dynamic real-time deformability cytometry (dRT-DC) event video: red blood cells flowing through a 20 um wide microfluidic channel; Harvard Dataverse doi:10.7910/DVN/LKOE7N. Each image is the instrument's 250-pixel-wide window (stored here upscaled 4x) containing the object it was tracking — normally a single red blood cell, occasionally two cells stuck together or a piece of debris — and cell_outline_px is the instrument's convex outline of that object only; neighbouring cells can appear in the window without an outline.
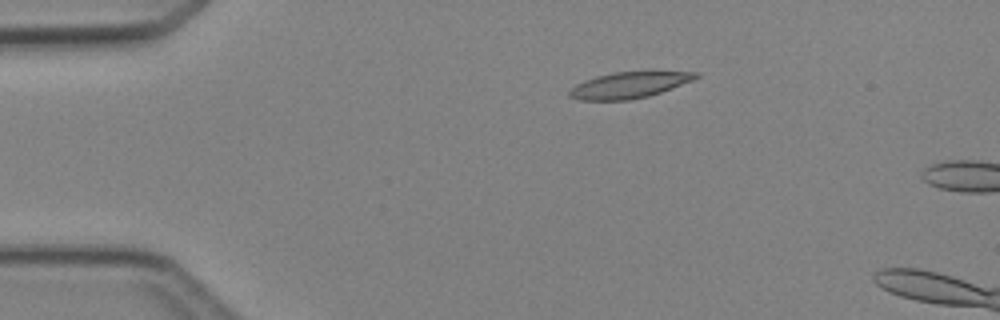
{"species": "Egyptian fruit bat (a non-hibernating species)", "species_latin": "Rousettus aegyptiacus", "temperature_condition": "cold", "stored_images_in_passage": 3, "camera_frame_rate_fps": 3000, "um_per_image_px": 0.085, "animal": {"sex": "female"}, "frame": {"image": 1, "passage_image": 2, "time_ms": 1.333, "image_size_px": [1000, 320], "cell_outline_px": [[700, 76], [692, 80], [672, 88], [648, 96], [628, 100], [580, 100], [568, 96], [568, 92], [576, 84], [584, 80], [596, 76], [612, 72], [652, 68], [700, 72]], "centroid_in_image_um": [53.57, 7.16], "position_along_channel_um": 31.4, "area_um2": 20.29}}